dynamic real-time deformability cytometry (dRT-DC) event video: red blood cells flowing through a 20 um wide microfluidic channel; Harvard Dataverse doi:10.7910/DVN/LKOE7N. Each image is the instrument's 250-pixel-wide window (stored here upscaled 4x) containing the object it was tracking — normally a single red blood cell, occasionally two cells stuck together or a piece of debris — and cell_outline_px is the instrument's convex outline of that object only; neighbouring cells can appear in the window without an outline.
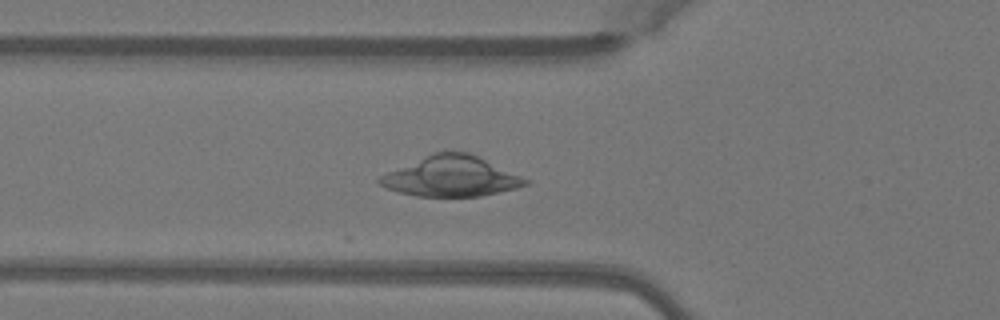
{"species": "Egyptian fruit bat (a non-hibernating species)", "species_latin": "Rousettus aegyptiacus", "temperature_condition": "warm", "stored_images_in_passage": 51, "camera_frame_rate_fps": 3000, "um_per_image_px": 0.085, "animal": {"sex": "female"}, "frame": {"image": 1, "passage_image": 19, "time_ms": 6.0, "image_size_px": [1000, 320], "cell_outline_px": [[532, 180], [528, 184], [516, 188], [480, 196], [416, 196], [400, 192], [388, 188], [380, 184], [376, 180], [380, 176], [388, 172], [436, 152], [468, 152]], "centroid_in_image_um": [38.4, 15.0], "position_along_channel_um": 87.4, "area_um2": 33.58}}
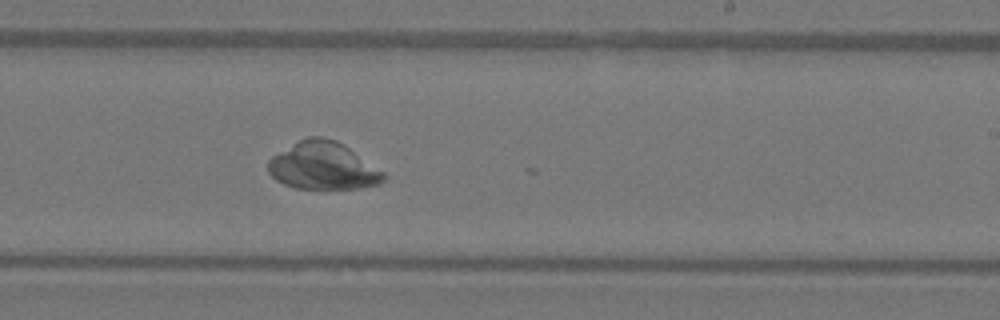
{"frame": {"image": 2, "passage_image": 32, "time_ms": 10.333, "image_size_px": [1000, 320], "cell_outline_px": [[388, 176], [380, 184], [356, 188], [296, 188], [284, 184], [276, 180], [268, 172], [268, 160], [272, 156], [300, 140], [308, 136], [320, 136], [336, 140], [344, 144], [384, 172]], "centroid_in_image_um": [27.47, 14.09], "position_along_channel_um": 261.5, "area_um2": 31.85}}
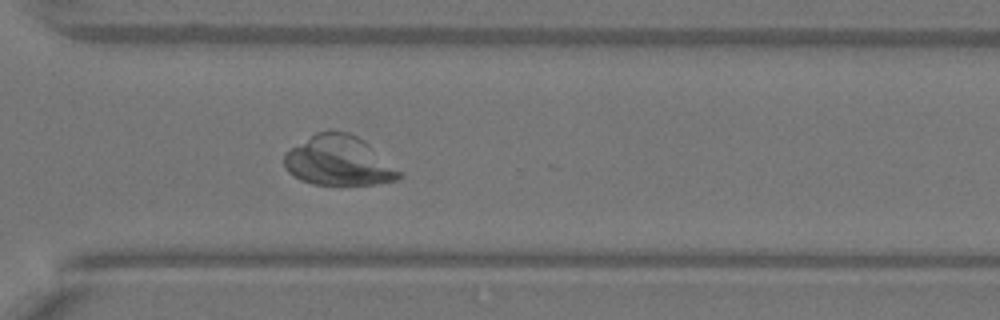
{"frame": {"image": 3, "passage_image": 38, "time_ms": 12.333, "image_size_px": [1000, 320], "cell_outline_px": [[404, 176], [396, 180], [376, 184], [312, 184], [300, 180], [288, 172], [284, 168], [284, 152], [316, 132], [328, 128], [348, 132], [364, 140], [404, 172]], "centroid_in_image_um": [28.8, 13.64], "position_along_channel_um": 341.8, "area_um2": 33.93}}